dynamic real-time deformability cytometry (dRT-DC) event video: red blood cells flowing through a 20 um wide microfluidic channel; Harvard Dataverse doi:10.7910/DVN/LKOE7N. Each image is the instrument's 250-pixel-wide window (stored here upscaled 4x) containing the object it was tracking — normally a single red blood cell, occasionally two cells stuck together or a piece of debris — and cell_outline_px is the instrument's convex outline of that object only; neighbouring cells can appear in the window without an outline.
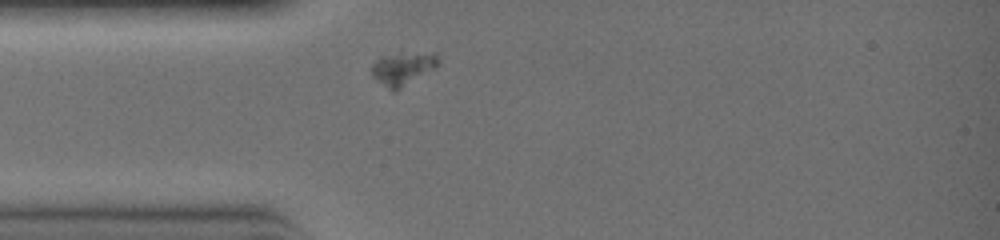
{"species": "common noctule bat (a hibernating species)", "species_latin": "Nyctalus noctula", "temperature_condition": "warm", "stored_images_in_passage": 5, "camera_frame_rate_fps": 3000, "um_per_image_px": 0.085, "animal": {"sex": "female", "body_mass_g": 19.0, "forearm_length_mm": 51.5}, "frame": {"image": 1, "passage_image": 1, "time_ms": 0.0, "image_size_px": [1000, 240], "cell_outline_px": [[440, 60], [436, 68], [396, 92], [392, 92], [376, 80], [372, 76], [372, 64], [380, 56], [436, 52]], "centroid_in_image_um": [34.26, 5.87], "position_along_channel_um": 50.7, "area_um2": 12.89}}
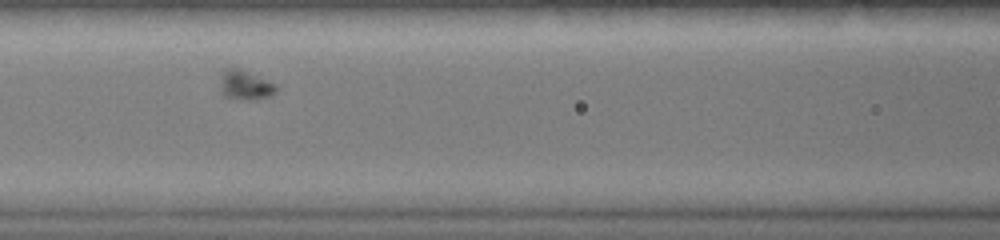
{"frame": {"image": 2, "passage_image": 4, "time_ms": 1.0, "image_size_px": [1000, 240], "cell_outline_px": [[280, 88], [272, 96], [260, 100], [244, 100], [224, 96], [220, 92], [220, 68], [228, 64], [232, 64], [280, 84]], "centroid_in_image_um": [20.86, 7.16], "position_along_channel_um": 145.7, "area_um2": 10.92}}